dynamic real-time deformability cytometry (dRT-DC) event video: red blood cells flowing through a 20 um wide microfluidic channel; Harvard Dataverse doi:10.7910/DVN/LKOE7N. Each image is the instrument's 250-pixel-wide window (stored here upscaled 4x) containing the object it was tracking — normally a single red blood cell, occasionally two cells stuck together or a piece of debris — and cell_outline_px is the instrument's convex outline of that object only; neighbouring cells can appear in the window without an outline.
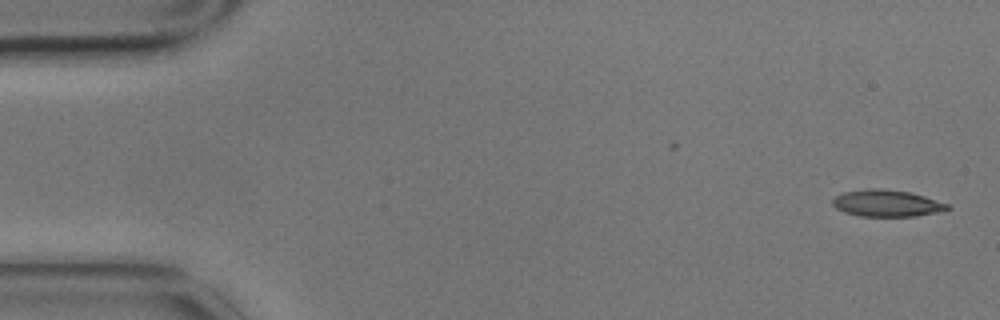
{"species": "common noctule bat (a hibernating species)", "species_latin": "Nyctalus noctula", "temperature_condition": "cold", "stored_images_in_passage": 5, "camera_frame_rate_fps": 3000, "um_per_image_px": 0.085, "animal": {"sex": "male", "body_mass_g": 17.9}, "frame": {"image": 1, "passage_image": 1, "time_ms": 0.0, "image_size_px": [1000, 320], "cell_outline_px": [[952, 208], [936, 212], [916, 216], [860, 216], [844, 212], [836, 208], [832, 204], [832, 200], [836, 196], [844, 192], [864, 188], [880, 188], [908, 192], [924, 196], [948, 204]], "centroid_in_image_um": [75.34, 17.27], "position_along_channel_um": 9.7, "area_um2": 17.8}}
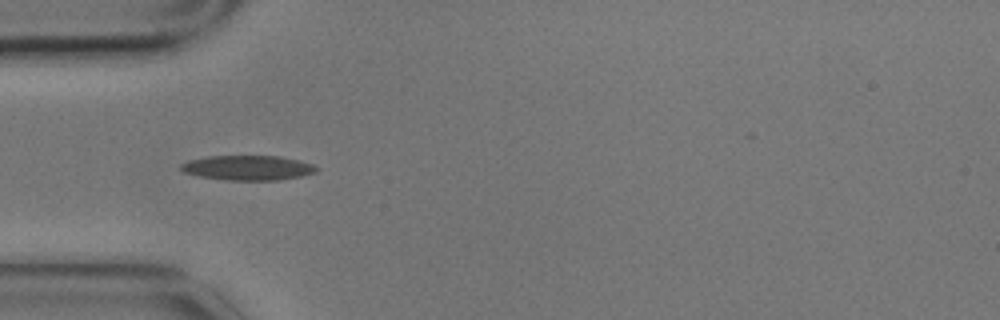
{"frame": {"image": 2, "passage_image": 4, "time_ms": 1.0, "image_size_px": [1000, 320], "cell_outline_px": [[320, 168], [316, 172], [300, 176], [280, 180], [228, 180], [200, 176], [184, 172], [180, 168], [180, 164], [188, 160], [208, 156], [280, 156], [312, 164]], "centroid_in_image_um": [21.06, 14.26], "position_along_channel_um": 63.9, "area_um2": 19.48}}